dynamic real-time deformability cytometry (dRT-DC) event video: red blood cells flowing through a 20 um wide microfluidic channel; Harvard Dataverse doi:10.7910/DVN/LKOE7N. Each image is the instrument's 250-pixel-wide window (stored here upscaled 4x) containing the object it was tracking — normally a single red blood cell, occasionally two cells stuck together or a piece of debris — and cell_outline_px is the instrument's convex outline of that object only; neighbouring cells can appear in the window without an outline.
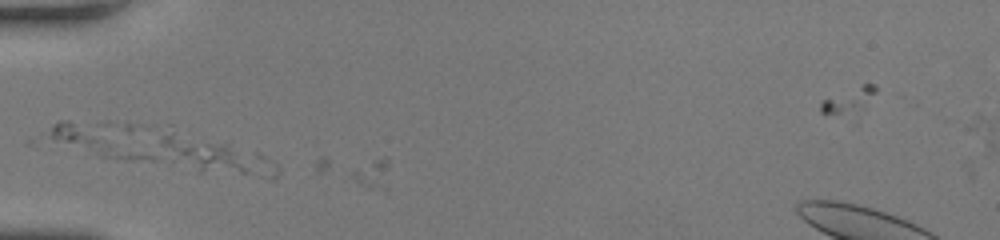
{"species": "human", "species_latin": "Homo sapiens", "temperature_condition": "room temperature", "stored_images_in_passage": 4, "segment_of_instrument_passage": [1, 2], "camera_frame_rate_fps": 3000, "um_per_image_px": 0.085, "donor": {"sex": "female"}, "frame": {"image": 1, "passage_image": 1, "time_ms": 0.0, "image_size_px": [1000, 240], "cell_outline_px": [[244, 172], [200, 172], [100, 156], [52, 140], [48, 136], [52, 124], [56, 120], [108, 120], [172, 124], [224, 148], [232, 152], [244, 168]], "centroid_in_image_um": [12.39, 12.28], "position_along_channel_um": 72.6, "area_um2": 46.07}}